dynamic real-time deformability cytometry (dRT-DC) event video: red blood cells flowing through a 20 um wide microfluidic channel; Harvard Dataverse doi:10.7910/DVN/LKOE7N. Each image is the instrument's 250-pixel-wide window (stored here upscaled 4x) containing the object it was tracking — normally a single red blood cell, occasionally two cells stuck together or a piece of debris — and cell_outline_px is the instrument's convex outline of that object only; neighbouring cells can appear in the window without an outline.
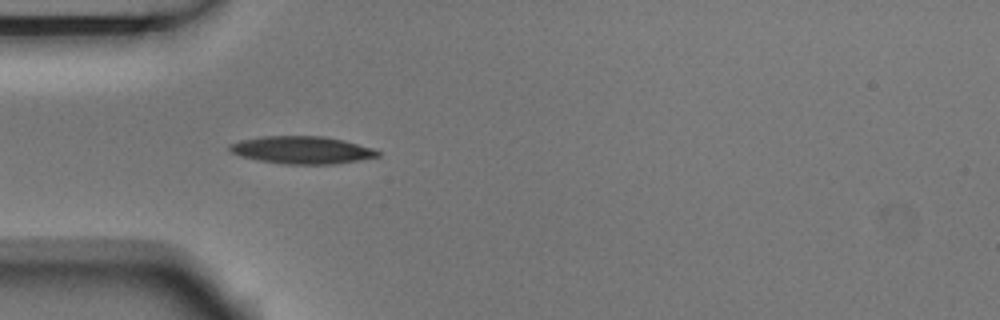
{"species": "Egyptian fruit bat (a non-hibernating species)", "species_latin": "Rousettus aegyptiacus", "temperature_condition": "room temperature", "stored_images_in_passage": 1, "camera_frame_rate_fps": 3000, "um_per_image_px": 0.085, "animal": {"sex": "male"}, "frame": {"image": 1, "passage_image": 1, "time_ms": 0.0, "image_size_px": [1000, 320], "cell_outline_px": [[380, 156], [336, 164], [284, 164], [256, 160], [240, 156], [232, 152], [228, 148], [228, 144], [240, 140], [260, 136], [324, 136], [344, 140], [372, 148], [380, 152]], "centroid_in_image_um": [25.63, 12.75], "position_along_channel_um": 59.4, "area_um2": 23.87}}